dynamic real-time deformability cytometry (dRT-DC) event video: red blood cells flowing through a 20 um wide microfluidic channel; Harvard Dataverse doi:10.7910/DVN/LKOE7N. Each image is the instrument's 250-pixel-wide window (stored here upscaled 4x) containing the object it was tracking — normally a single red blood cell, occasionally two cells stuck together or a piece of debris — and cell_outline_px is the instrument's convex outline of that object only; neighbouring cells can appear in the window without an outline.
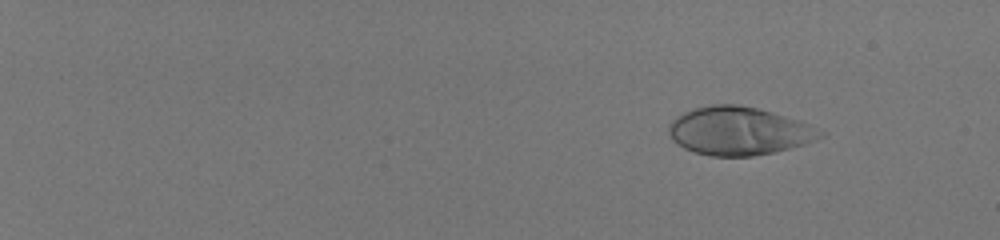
{"species": "human", "species_latin": "Homo sapiens", "temperature_condition": "room temperature", "stored_images_in_passage": 55, "camera_frame_rate_fps": 3000, "um_per_image_px": 0.085, "donor": {"sex": "male"}, "frame": {"image": 1, "passage_image": 6, "time_ms": 1.667, "image_size_px": [1000, 240], "cell_outline_px": [[824, 136], [816, 140], [804, 144], [776, 152], [752, 156], [712, 156], [692, 152], [684, 148], [672, 140], [668, 132], [668, 124], [676, 116], [692, 108], [712, 104], [736, 104], [756, 108], [772, 112], [800, 120], [824, 132]], "centroid_in_image_um": [62.78, 11.13], "position_along_channel_um": 22.2, "area_um2": 42.77}}
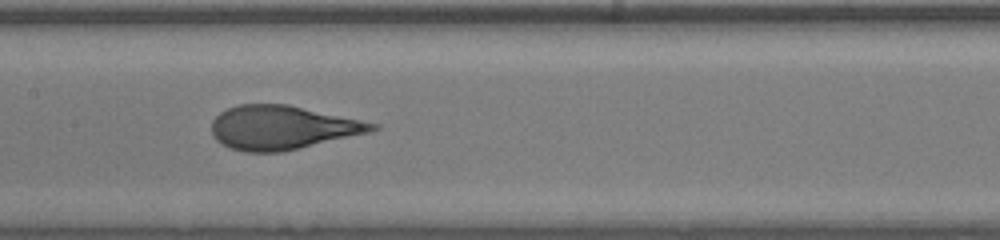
{"frame": {"image": 2, "passage_image": 33, "time_ms": 10.667, "image_size_px": [1000, 240], "cell_outline_px": [[380, 128], [372, 132], [280, 152], [244, 152], [228, 148], [216, 140], [212, 136], [212, 120], [220, 112], [228, 108], [240, 104], [288, 104], [380, 124]], "centroid_in_image_um": [23.99, 10.84], "position_along_channel_um": 183.4, "area_um2": 41.15}}
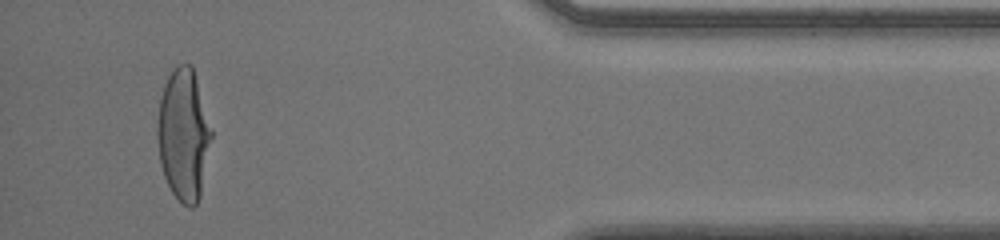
{"frame": {"image": 3, "passage_image": 53, "time_ms": 17.333, "image_size_px": [1000, 240], "cell_outline_px": [[212, 136], [200, 196], [196, 204], [192, 208], [188, 208], [172, 192], [164, 176], [160, 164], [156, 136], [156, 120], [160, 96], [164, 84], [172, 68], [176, 64], [192, 64], [212, 132]], "centroid_in_image_um": [15.57, 11.42], "position_along_channel_um": 419.6, "area_um2": 41.56}, "authors_computed_cell_mechanics": {"area_um2": 41.2114, "velocity_mm_per_s": 4.0356, "shape_relaxation_time_tau1_ms": 7.7168, "shape_relaxation_time_tau2_ms": null, "deformation_change_tau1": 0.3211, "deformation_change_tau2": null}}